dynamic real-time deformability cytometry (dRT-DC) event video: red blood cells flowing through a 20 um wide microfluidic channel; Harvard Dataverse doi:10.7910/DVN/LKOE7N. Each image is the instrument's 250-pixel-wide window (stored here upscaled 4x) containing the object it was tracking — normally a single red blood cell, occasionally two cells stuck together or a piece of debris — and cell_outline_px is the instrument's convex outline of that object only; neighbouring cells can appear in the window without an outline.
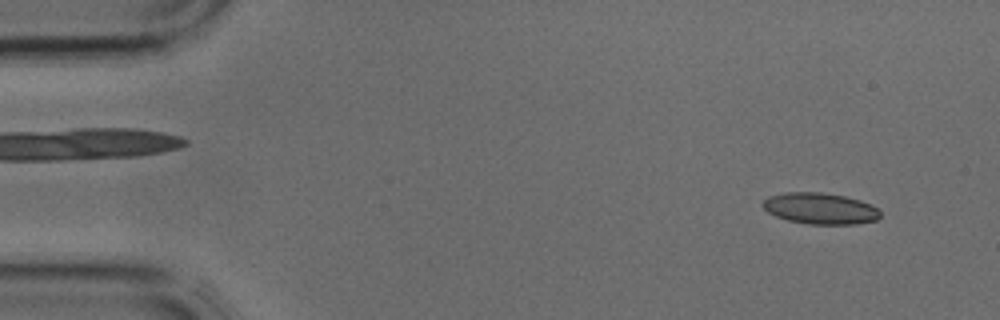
{"species": "common noctule bat (a hibernating species)", "species_latin": "Nyctalus noctula", "temperature_condition": "cold", "stored_images_in_passage": 4, "camera_frame_rate_fps": 3000, "um_per_image_px": 0.085, "animal": {"sex": "male", "body_mass_g": 17.9, "forearm_length_mm": 54.2}, "frame": {"image": 1, "passage_image": 1, "time_ms": 0.0, "image_size_px": [1000, 320], "cell_outline_px": [[880, 216], [876, 220], [856, 224], [808, 224], [788, 220], [776, 216], [768, 212], [760, 204], [768, 196], [784, 192], [820, 192], [844, 196], [860, 200], [872, 204], [880, 212]], "centroid_in_image_um": [69.7, 17.71], "position_along_channel_um": 15.3, "area_um2": 21.44}}